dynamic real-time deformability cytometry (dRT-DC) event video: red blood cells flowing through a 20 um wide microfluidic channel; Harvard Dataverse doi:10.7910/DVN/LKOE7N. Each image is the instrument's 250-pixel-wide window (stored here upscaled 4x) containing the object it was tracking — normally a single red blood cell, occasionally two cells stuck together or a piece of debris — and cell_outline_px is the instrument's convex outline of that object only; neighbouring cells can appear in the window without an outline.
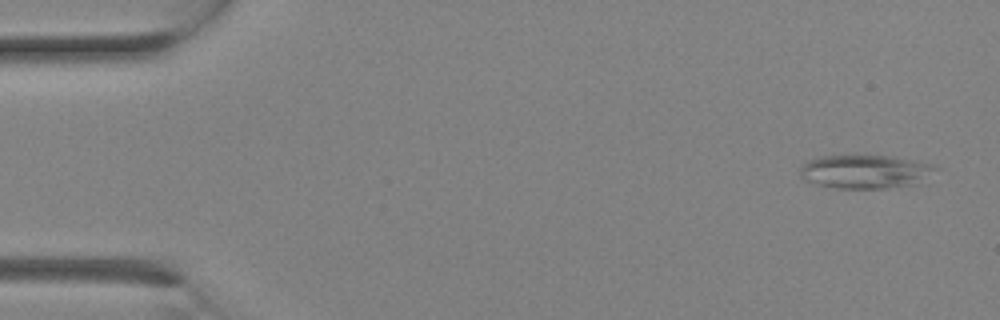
{"species": "Egyptian fruit bat (a non-hibernating species)", "species_latin": "Rousettus aegyptiacus", "temperature_condition": "room temperature", "stored_images_in_passage": 24, "camera_frame_rate_fps": 3000, "um_per_image_px": 0.085, "animal": {"sex": "female"}, "frame": {"image": 1, "passage_image": 1, "time_ms": 0.0, "image_size_px": [1000, 320], "cell_outline_px": [[940, 168], [928, 184], [888, 188], [836, 188], [804, 180], [800, 176], [800, 168], [808, 160], [820, 156], [892, 156], [936, 164]], "centroid_in_image_um": [73.74, 14.6], "position_along_channel_um": 11.3, "area_um2": 27.34}}
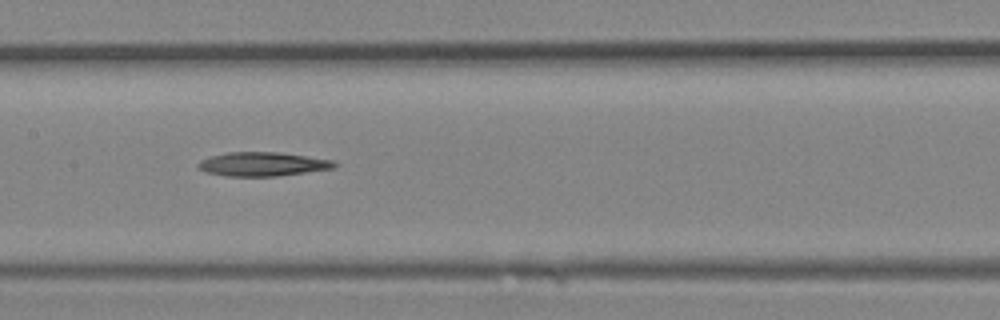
{"frame": {"image": 2, "passage_image": 12, "time_ms": 3.667, "image_size_px": [1000, 320], "cell_outline_px": [[336, 168], [276, 176], [224, 176], [204, 172], [196, 168], [196, 164], [200, 160], [212, 156], [228, 152], [280, 152], [332, 160], [336, 164]], "centroid_in_image_um": [22.26, 13.95], "position_along_channel_um": 185.1, "area_um2": 19.07}}
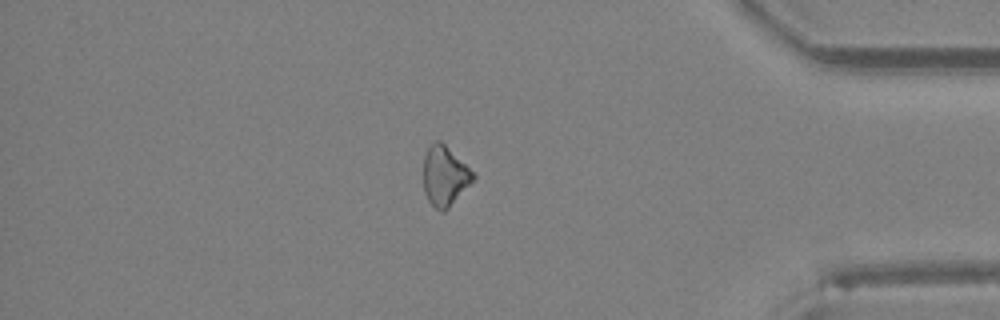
{"frame": {"image": 3, "passage_image": 21, "time_ms": 6.667, "image_size_px": [1000, 320], "cell_outline_px": [[476, 176], [448, 208], [444, 212], [440, 212], [428, 200], [424, 192], [424, 156], [428, 148], [436, 140], [440, 140], [476, 172]], "centroid_in_image_um": [37.81, 14.94], "position_along_channel_um": 397.4, "area_um2": 17.22}}